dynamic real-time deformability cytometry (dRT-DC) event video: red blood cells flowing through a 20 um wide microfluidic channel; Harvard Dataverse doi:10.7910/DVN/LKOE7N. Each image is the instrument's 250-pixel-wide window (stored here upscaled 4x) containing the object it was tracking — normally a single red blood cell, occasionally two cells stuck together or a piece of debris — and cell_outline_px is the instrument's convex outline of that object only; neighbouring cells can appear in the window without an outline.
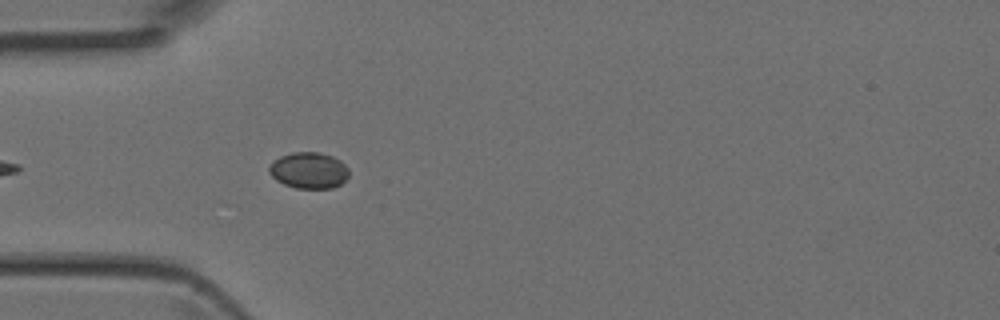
{"species": "Egyptian fruit bat (a non-hibernating species)", "species_latin": "Rousettus aegyptiacus", "temperature_condition": "room temperature", "stored_images_in_passage": 4, "camera_frame_rate_fps": 3000, "um_per_image_px": 0.085, "animal": {"sex": "female"}, "frame": {"image": 1, "passage_image": 4, "time_ms": 1.0, "image_size_px": [1000, 320], "cell_outline_px": [[348, 176], [340, 184], [332, 188], [296, 188], [284, 184], [276, 180], [268, 172], [268, 168], [272, 160], [280, 156], [292, 152], [316, 152], [332, 156], [340, 160], [348, 168]], "centroid_in_image_um": [26.22, 14.47], "position_along_channel_um": 58.8, "area_um2": 16.88}}